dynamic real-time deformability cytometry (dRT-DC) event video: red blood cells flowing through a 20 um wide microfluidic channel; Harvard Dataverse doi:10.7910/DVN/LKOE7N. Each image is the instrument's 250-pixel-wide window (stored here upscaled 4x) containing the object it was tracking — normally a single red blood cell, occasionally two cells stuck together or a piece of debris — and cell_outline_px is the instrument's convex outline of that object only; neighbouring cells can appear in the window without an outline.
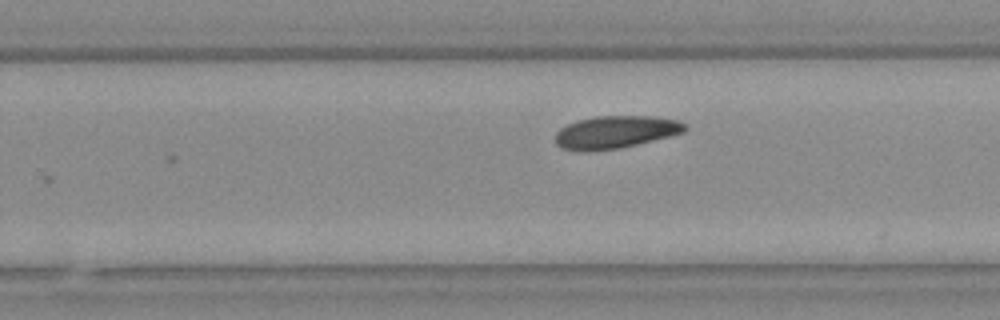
{"species": "Egyptian fruit bat (a non-hibernating species)", "species_latin": "Rousettus aegyptiacus", "temperature_condition": "warm", "stored_images_in_passage": 11, "camera_frame_rate_fps": 3000, "um_per_image_px": 0.085, "animal": {"sex": "female"}, "frame": {"image": 1, "passage_image": 11, "time_ms": 3.333, "image_size_px": [1000, 320], "cell_outline_px": [[688, 128], [684, 132], [620, 148], [584, 152], [560, 148], [556, 144], [556, 132], [560, 128], [568, 124], [580, 120], [596, 116], [656, 116], [680, 120]], "centroid_in_image_um": [52.31, 11.23], "position_along_channel_um": 277.5, "area_um2": 24.57}}